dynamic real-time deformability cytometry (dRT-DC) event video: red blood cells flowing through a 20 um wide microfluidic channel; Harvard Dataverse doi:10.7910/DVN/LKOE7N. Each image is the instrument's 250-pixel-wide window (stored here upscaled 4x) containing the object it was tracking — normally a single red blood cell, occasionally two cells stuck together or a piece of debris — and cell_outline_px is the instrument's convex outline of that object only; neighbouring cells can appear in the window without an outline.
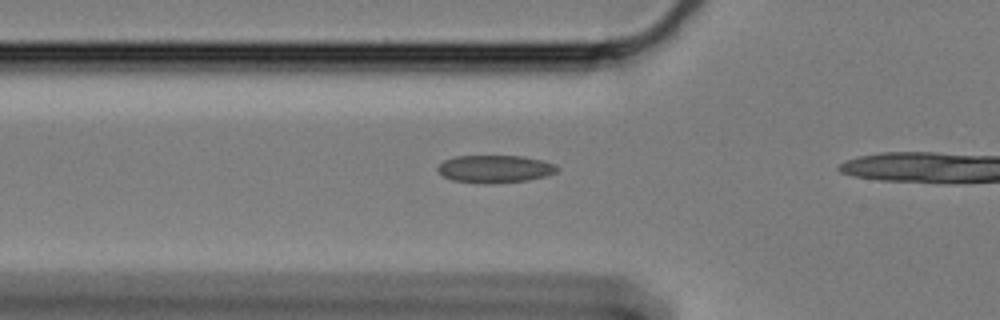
{"species": "Egyptian fruit bat (a non-hibernating species)", "species_latin": "Rousettus aegyptiacus", "temperature_condition": "cold", "stored_images_in_passage": 20, "camera_frame_rate_fps": 3000, "um_per_image_px": 0.085, "animal": {"sex": "female"}, "frame": {"image": 1, "passage_image": 15, "time_ms": 4.667, "image_size_px": [1000, 320], "cell_outline_px": [[560, 168], [556, 172], [544, 176], [528, 180], [452, 180], [444, 176], [436, 168], [444, 160], [456, 156], [524, 156], [556, 164]], "centroid_in_image_um": [42.11, 14.29], "position_along_channel_um": 83.7, "area_um2": 18.03}}